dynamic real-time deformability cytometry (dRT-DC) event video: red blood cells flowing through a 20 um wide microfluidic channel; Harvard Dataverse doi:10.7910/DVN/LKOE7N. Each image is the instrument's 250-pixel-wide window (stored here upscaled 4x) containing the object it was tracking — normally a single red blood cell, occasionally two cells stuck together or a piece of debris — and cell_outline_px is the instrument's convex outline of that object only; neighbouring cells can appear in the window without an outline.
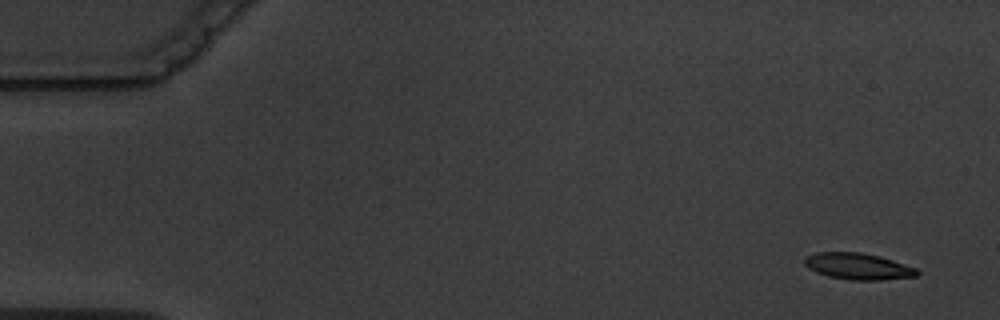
{"species": "common noctule bat (a hibernating species)", "species_latin": "Nyctalus noctula", "temperature_condition": "warm", "stored_images_in_passage": 5, "camera_frame_rate_fps": 3000, "um_per_image_px": 0.085, "animal": {"sex": "male", "body_mass_g": 19.5, "forearm_length_mm": 54.6}, "frame": {"image": 1, "passage_image": 1, "time_ms": 0.0, "image_size_px": [1000, 320], "cell_outline_px": [[920, 272], [916, 276], [880, 280], [852, 280], [828, 276], [816, 272], [808, 268], [804, 264], [804, 256], [816, 252], [860, 252], [880, 256], [916, 268]], "centroid_in_image_um": [72.9, 22.63], "position_along_channel_um": 12.1, "area_um2": 17.34}}
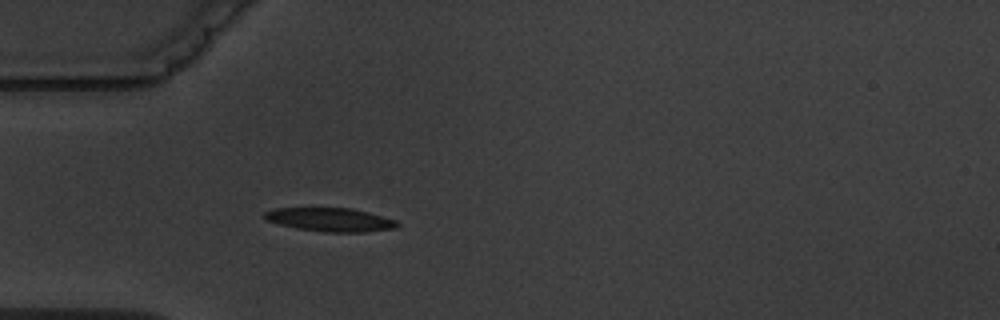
{"frame": {"image": 2, "passage_image": 5, "time_ms": 4.667, "image_size_px": [1000, 320], "cell_outline_px": [[400, 224], [396, 228], [364, 232], [324, 232], [296, 228], [264, 220], [264, 212], [276, 208], [352, 208], [368, 212], [396, 220]], "centroid_in_image_um": [28.07, 18.67], "position_along_channel_um": 56.9, "area_um2": 18.26}}